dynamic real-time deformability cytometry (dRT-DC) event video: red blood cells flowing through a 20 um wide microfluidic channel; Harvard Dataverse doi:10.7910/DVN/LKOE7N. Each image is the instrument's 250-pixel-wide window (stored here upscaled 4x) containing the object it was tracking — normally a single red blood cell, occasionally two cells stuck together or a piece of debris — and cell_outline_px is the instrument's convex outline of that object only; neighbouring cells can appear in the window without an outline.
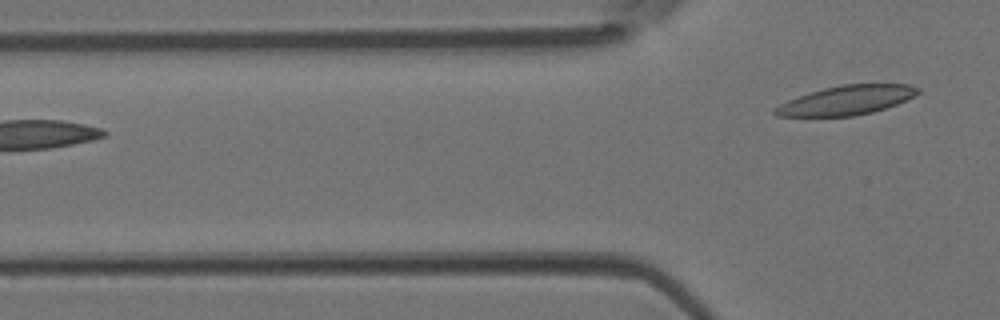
{"species": "Egyptian fruit bat (a non-hibernating species)", "species_latin": "Rousettus aegyptiacus", "temperature_condition": "room temperature", "stored_images_in_passage": 4, "camera_frame_rate_fps": 3000, "um_per_image_px": 0.085, "animal": {"sex": "female"}, "frame": {"image": 1, "passage_image": 4, "time_ms": 1.0, "image_size_px": [1000, 320], "cell_outline_px": [[920, 92], [896, 104], [872, 112], [852, 116], [776, 116], [772, 112], [772, 108], [788, 100], [808, 92], [840, 84], [908, 84], [920, 88]], "centroid_in_image_um": [71.9, 8.51], "position_along_channel_um": 53.9, "area_um2": 24.22}}